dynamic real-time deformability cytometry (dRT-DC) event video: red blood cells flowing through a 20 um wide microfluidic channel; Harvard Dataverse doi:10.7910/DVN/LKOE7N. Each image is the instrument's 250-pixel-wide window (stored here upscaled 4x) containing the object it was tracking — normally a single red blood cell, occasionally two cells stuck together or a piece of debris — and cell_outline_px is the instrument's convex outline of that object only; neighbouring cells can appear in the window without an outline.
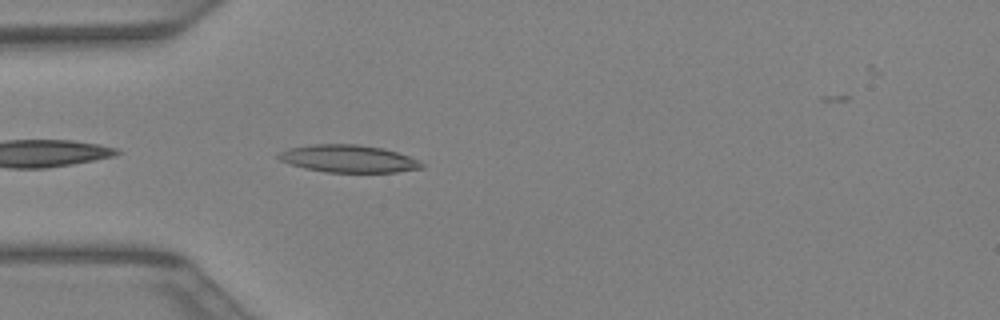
{"species": "Egyptian fruit bat (a non-hibernating species)", "species_latin": "Rousettus aegyptiacus", "temperature_condition": "warm", "stored_images_in_passage": 5, "camera_frame_rate_fps": 3000, "um_per_image_px": 0.085, "animal": {"sex": "female"}, "frame": {"image": 1, "passage_image": 1, "time_ms": 0.0, "image_size_px": [1000, 320], "cell_outline_px": [[424, 168], [396, 172], [324, 172], [304, 168], [280, 160], [276, 156], [280, 152], [292, 148], [316, 144], [356, 144], [384, 148], [420, 160], [424, 164]], "centroid_in_image_um": [29.67, 13.49], "position_along_channel_um": 55.3, "area_um2": 22.77}}